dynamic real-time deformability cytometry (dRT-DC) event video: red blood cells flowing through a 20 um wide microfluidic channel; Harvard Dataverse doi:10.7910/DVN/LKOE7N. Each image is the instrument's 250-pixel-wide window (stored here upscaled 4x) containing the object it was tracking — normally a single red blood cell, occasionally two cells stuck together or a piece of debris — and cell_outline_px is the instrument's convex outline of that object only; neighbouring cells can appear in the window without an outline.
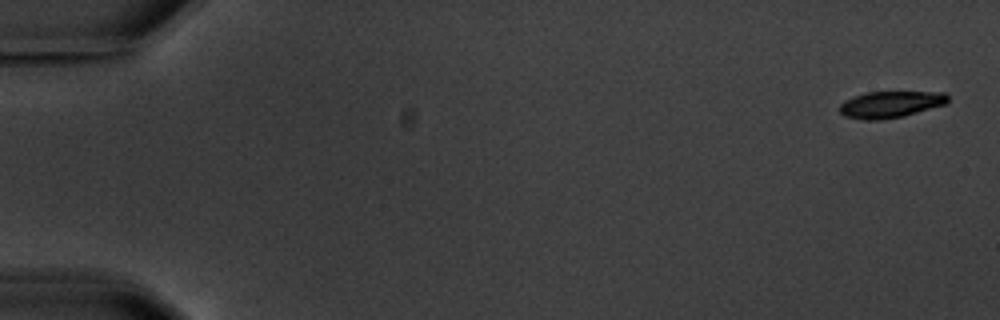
{"species": "common noctule bat (a hibernating species)", "species_latin": "Nyctalus noctula", "temperature_condition": "warm", "stored_images_in_passage": 6, "camera_frame_rate_fps": 3000, "um_per_image_px": 0.085, "animal": {"sex": "male", "body_mass_g": 20.1, "forearm_length_mm": 53.5}, "frame": {"image": 1, "passage_image": 1, "time_ms": 0.0, "image_size_px": [1000, 320], "cell_outline_px": [[948, 104], [904, 116], [880, 120], [864, 120], [844, 116], [840, 112], [840, 104], [844, 100], [852, 96], [868, 92], [944, 92], [948, 96]], "centroid_in_image_um": [75.7, 8.88], "position_along_channel_um": 9.3, "area_um2": 16.94}}
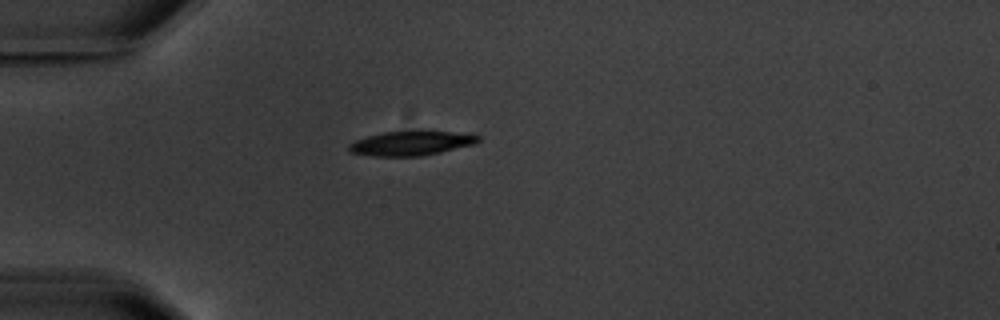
{"frame": {"image": 2, "passage_image": 5, "time_ms": 5.0, "image_size_px": [1000, 320], "cell_outline_px": [[480, 140], [476, 144], [440, 152], [420, 156], [372, 156], [348, 152], [348, 144], [356, 140], [368, 136], [384, 132], [420, 128], [424, 128], [480, 136]], "centroid_in_image_um": [34.95, 12.14], "position_along_channel_um": 50.0, "area_um2": 19.07}}